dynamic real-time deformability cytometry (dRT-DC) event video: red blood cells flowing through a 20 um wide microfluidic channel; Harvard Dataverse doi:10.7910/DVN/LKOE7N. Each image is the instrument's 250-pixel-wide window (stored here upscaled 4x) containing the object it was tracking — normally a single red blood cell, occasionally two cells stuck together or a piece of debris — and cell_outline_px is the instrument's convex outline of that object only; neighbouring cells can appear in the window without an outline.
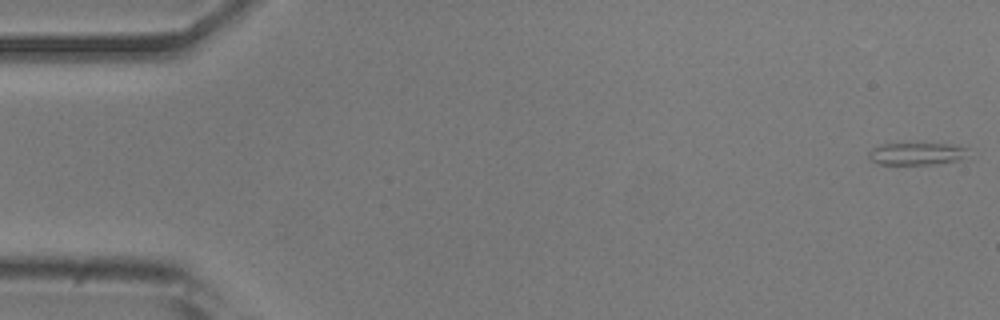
{"species": "common noctule bat (a hibernating species)", "species_latin": "Nyctalus noctula", "temperature_condition": "room temperature", "stored_images_in_passage": 52, "camera_frame_rate_fps": 3000, "um_per_image_px": 0.085, "animal": {"sex": "male", "body_mass_g": 20.5, "forearm_length_mm": 52.5}, "frame": {"image": 1, "passage_image": 1, "time_ms": 0.0, "image_size_px": [1000, 320], "cell_outline_px": [[968, 148], [964, 156], [960, 160], [936, 164], [876, 164], [868, 156], [868, 152], [872, 148], [880, 144], [952, 144]], "centroid_in_image_um": [77.88, 13.07], "position_along_channel_um": 7.1, "area_um2": 12.83}}
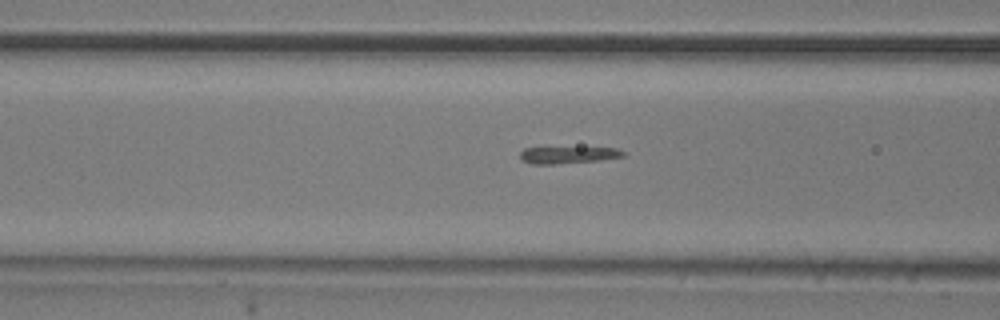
{"frame": {"image": 2, "passage_image": 20, "time_ms": 6.333, "image_size_px": [1000, 320], "cell_outline_px": [[624, 156], [600, 160], [556, 164], [532, 164], [520, 160], [520, 152], [524, 148], [616, 148], [624, 152]], "centroid_in_image_um": [48.23, 13.18], "position_along_channel_um": 118.4, "area_um2": 10.0}}
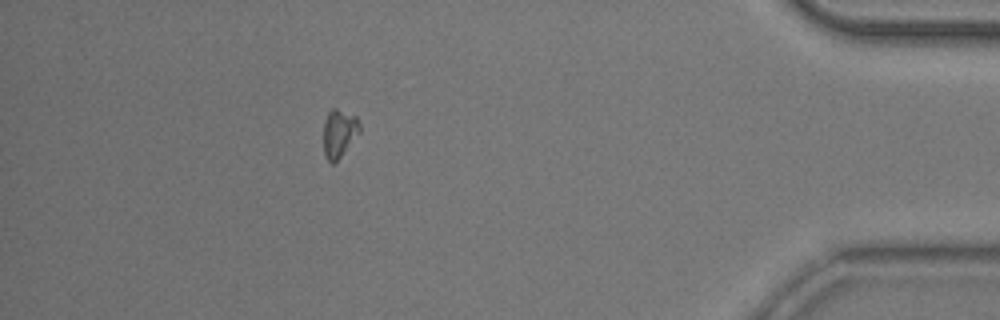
{"frame": {"image": 3, "passage_image": 46, "time_ms": 15.0, "image_size_px": [1000, 320], "cell_outline_px": [[360, 132], [336, 164], [332, 164], [324, 156], [324, 124], [328, 112], [332, 108], [336, 108], [356, 116], [360, 124]], "centroid_in_image_um": [28.83, 11.36], "position_along_channel_um": 406.4, "area_um2": 10.29}}